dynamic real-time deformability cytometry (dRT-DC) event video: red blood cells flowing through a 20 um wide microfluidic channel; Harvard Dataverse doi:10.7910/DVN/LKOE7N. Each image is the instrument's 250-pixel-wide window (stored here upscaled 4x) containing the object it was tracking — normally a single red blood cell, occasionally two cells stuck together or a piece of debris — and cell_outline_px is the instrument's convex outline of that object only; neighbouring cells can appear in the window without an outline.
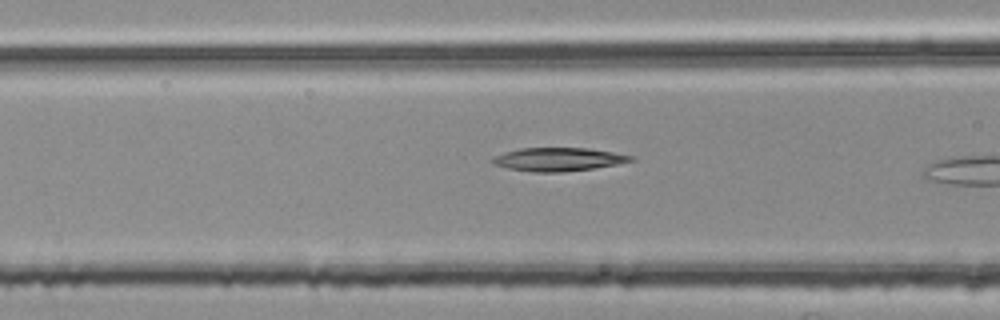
{"species": "common noctule bat (a hibernating species)", "species_latin": "Nyctalus noctula", "temperature_condition": "room temperature", "stored_images_in_passage": 13, "camera_frame_rate_fps": 3000, "um_per_image_px": 0.085, "animal": {"sex": "female", "body_mass_g": 25.1}, "frame": {"image": 1, "passage_image": 8, "time_ms": 2.333, "image_size_px": [1000, 320], "cell_outline_px": [[636, 160], [616, 164], [592, 168], [560, 172], [532, 172], [508, 168], [492, 164], [492, 160], [496, 156], [504, 152], [520, 148], [588, 148], [636, 156]], "centroid_in_image_um": [47.48, 13.54], "position_along_channel_um": 119.1, "area_um2": 18.73}}
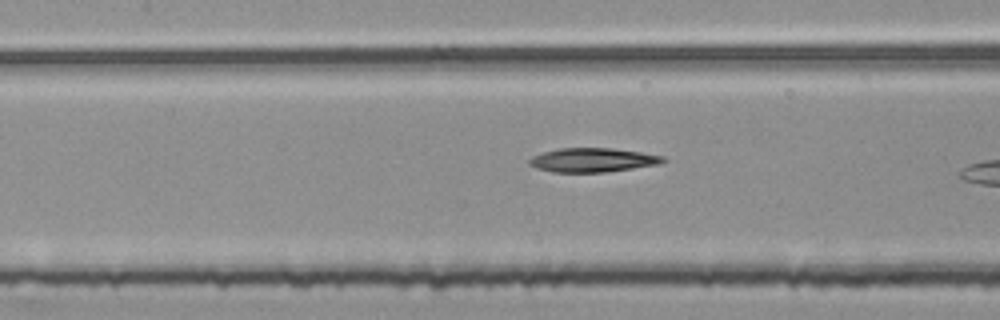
{"frame": {"image": 2, "passage_image": 11, "time_ms": 3.333, "image_size_px": [1000, 320], "cell_outline_px": [[668, 160], [660, 164], [604, 172], [552, 172], [536, 168], [528, 164], [528, 160], [532, 156], [544, 152], [560, 148], [612, 148], [640, 152], [664, 156]], "centroid_in_image_um": [50.37, 13.6], "position_along_channel_um": 157.0, "area_um2": 18.73}}